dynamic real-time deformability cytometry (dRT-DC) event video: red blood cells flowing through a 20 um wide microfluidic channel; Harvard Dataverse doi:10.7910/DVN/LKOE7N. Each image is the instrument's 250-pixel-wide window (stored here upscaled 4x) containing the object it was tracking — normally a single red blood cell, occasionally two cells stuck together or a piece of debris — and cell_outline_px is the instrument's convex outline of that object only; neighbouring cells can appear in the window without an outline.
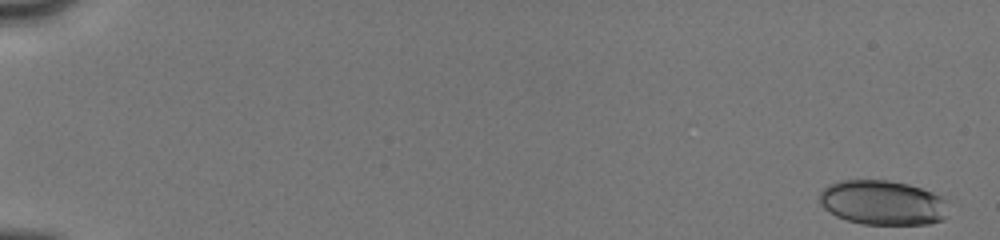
{"species": "human", "species_latin": "Homo sapiens", "temperature_condition": "cold", "stored_images_in_passage": 29, "camera_frame_rate_fps": 3000, "um_per_image_px": 0.085, "donor": {"sex": "male"}, "frame": {"image": 1, "passage_image": 1, "time_ms": 0.0, "image_size_px": [1000, 240], "cell_outline_px": [[944, 220], [928, 224], [864, 224], [848, 220], [836, 216], [824, 208], [820, 204], [820, 192], [828, 184], [840, 180], [888, 180], [908, 184], [932, 192], [940, 196], [944, 200]], "centroid_in_image_um": [74.97, 17.22], "position_along_channel_um": 10.0, "area_um2": 33.23}}
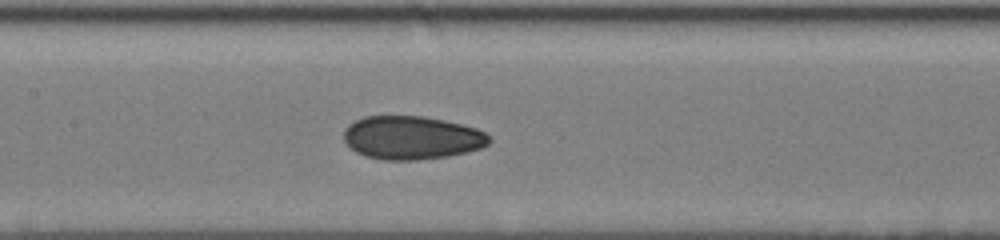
{"frame": {"image": 2, "passage_image": 15, "time_ms": 8.667, "image_size_px": [1000, 240], "cell_outline_px": [[492, 140], [488, 144], [480, 148], [468, 152], [448, 156], [420, 160], [384, 160], [364, 156], [356, 152], [344, 140], [344, 128], [348, 124], [364, 116], [424, 116], [444, 120], [476, 128], [484, 132]], "centroid_in_image_um": [34.99, 11.71], "position_along_channel_um": 172.4, "area_um2": 36.88}}
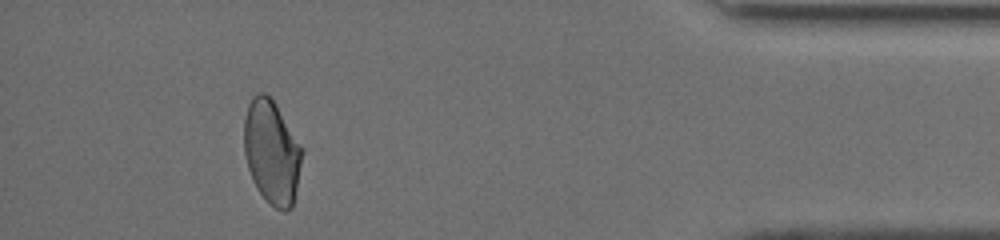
{"frame": {"image": 3, "passage_image": 27, "time_ms": 15.667, "image_size_px": [1000, 240], "cell_outline_px": [[300, 164], [296, 188], [292, 208], [284, 212], [276, 208], [256, 188], [252, 180], [244, 156], [244, 120], [248, 104], [252, 96], [260, 92], [264, 92], [276, 104], [300, 148]], "centroid_in_image_um": [23.04, 12.93], "position_along_channel_um": 412.2, "area_um2": 34.16}, "authors_computed_cell_mechanics": {"area_um2": 35.4314, "velocity_mm_per_s": 4.0473, "shape_relaxation_time_tau1_ms": null, "shape_relaxation_time_tau2_ms": 1.6986, "deformation_change_tau1": null, "deformation_change_tau2": 0.0493}}